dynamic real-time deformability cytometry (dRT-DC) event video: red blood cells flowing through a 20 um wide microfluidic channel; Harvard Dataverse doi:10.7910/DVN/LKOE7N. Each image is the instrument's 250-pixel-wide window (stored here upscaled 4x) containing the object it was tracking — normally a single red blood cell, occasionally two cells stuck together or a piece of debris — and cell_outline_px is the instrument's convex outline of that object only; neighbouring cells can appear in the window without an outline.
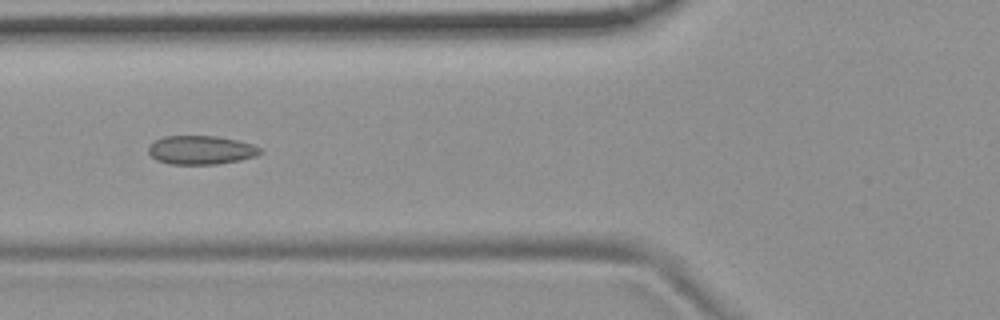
{"species": "common noctule bat (a hibernating species)", "species_latin": "Nyctalus noctula", "temperature_condition": "room temperature", "stored_images_in_passage": 10, "camera_frame_rate_fps": 3000, "um_per_image_px": 0.085, "animal": {"sex": "female", "body_mass_g": 19.9}, "frame": {"image": 1, "passage_image": 6, "time_ms": 6.0, "image_size_px": [1000, 320], "cell_outline_px": [[264, 152], [256, 156], [240, 160], [216, 164], [168, 164], [156, 160], [148, 152], [148, 148], [156, 140], [164, 136], [216, 136], [236, 140], [252, 144], [260, 148]], "centroid_in_image_um": [17.09, 12.76], "position_along_channel_um": 108.7, "area_um2": 18.67}}
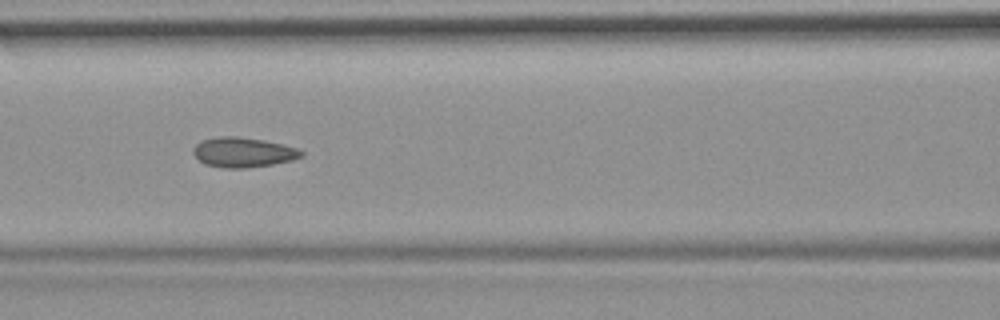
{"frame": {"image": 2, "passage_image": 7, "time_ms": 7.0, "image_size_px": [1000, 320], "cell_outline_px": [[304, 156], [292, 160], [272, 164], [244, 168], [224, 168], [204, 164], [192, 152], [192, 148], [200, 140], [220, 136], [240, 136], [264, 140], [296, 148], [304, 152]], "centroid_in_image_um": [20.64, 12.94], "position_along_channel_um": 146.0, "area_um2": 18.84}}
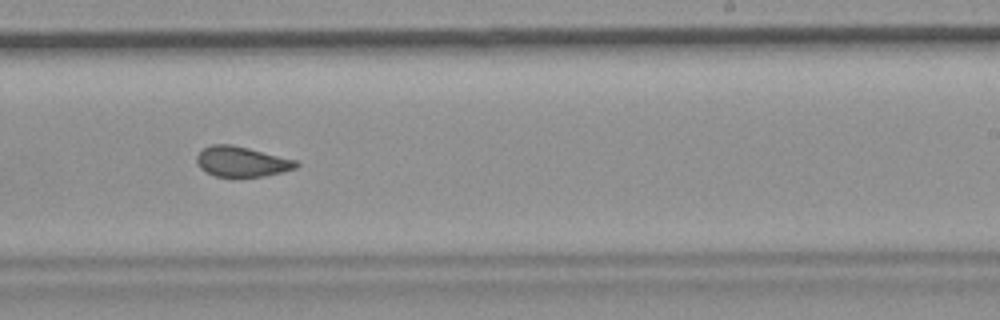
{"frame": {"image": 3, "passage_image": 10, "time_ms": 10.333, "image_size_px": [1000, 320], "cell_outline_px": [[300, 164], [296, 168], [264, 176], [232, 180], [216, 176], [200, 168], [196, 160], [196, 156], [204, 148], [212, 144], [232, 144], [296, 160]], "centroid_in_image_um": [20.53, 13.78], "position_along_channel_um": 268.5, "area_um2": 17.92}}